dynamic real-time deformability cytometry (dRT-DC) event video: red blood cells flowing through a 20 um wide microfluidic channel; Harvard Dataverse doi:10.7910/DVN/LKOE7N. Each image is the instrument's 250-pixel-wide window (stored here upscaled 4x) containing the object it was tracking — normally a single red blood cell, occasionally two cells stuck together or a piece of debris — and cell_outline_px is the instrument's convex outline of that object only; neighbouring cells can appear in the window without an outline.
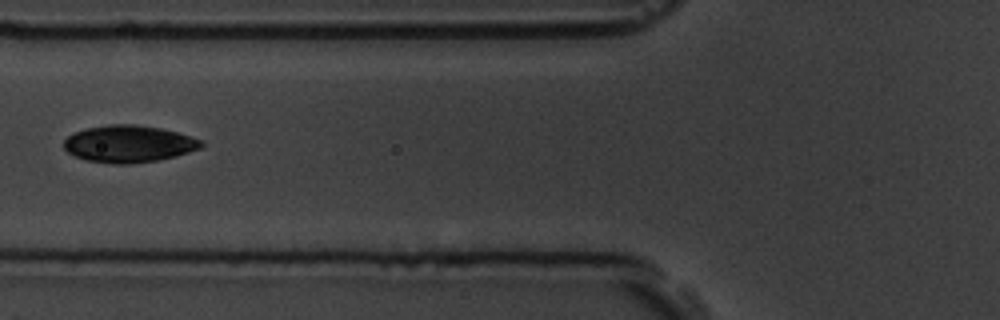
{"species": "common noctule bat (a hibernating species)", "species_latin": "Nyctalus noctula", "temperature_condition": "room temperature", "stored_images_in_passage": 7, "camera_frame_rate_fps": 3000, "um_per_image_px": 0.085, "animal": {"sex": "male", "body_mass_g": 19.5, "forearm_length_mm": 54.6}, "frame": {"image": 1, "passage_image": 7, "time_ms": 6.667, "image_size_px": [1000, 320], "cell_outline_px": [[204, 144], [200, 148], [176, 156], [156, 160], [132, 164], [112, 164], [88, 160], [76, 156], [68, 152], [64, 148], [64, 140], [72, 132], [88, 128], [108, 124], [136, 124], [160, 128], [176, 132], [200, 140]], "centroid_in_image_um": [10.91, 12.22], "position_along_channel_um": 114.9, "area_um2": 29.48}}